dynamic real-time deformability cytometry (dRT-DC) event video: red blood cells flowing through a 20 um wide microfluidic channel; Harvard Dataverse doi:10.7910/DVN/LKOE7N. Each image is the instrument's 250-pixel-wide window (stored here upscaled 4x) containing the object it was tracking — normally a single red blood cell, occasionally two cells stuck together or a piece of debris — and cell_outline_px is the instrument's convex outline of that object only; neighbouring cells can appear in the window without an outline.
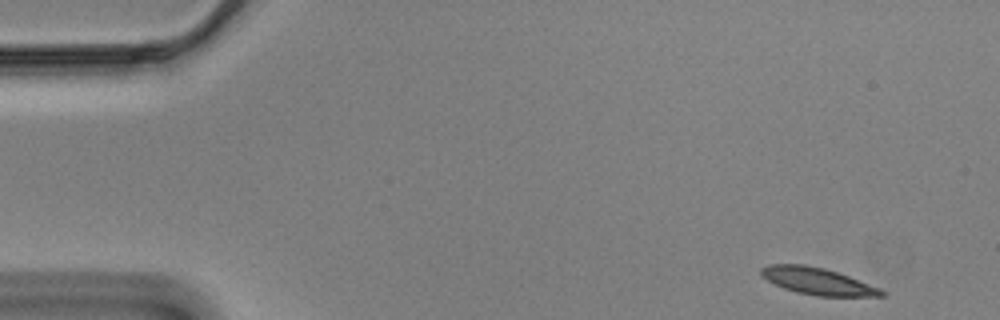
{"species": "Egyptian fruit bat (a non-hibernating species)", "species_latin": "Rousettus aegyptiacus", "temperature_condition": "cold", "stored_images_in_passage": 47, "camera_frame_rate_fps": 3000, "um_per_image_px": 0.085, "animal": {"sex": "male"}, "frame": {"image": 1, "passage_image": 1, "time_ms": 0.0, "image_size_px": [1000, 320], "cell_outline_px": [[888, 292], [884, 296], [816, 296], [796, 292], [784, 288], [760, 276], [760, 268], [768, 264], [804, 264], [824, 268], [848, 276], [880, 288]], "centroid_in_image_um": [69.48, 23.9], "position_along_channel_um": 15.5, "area_um2": 18.84}}
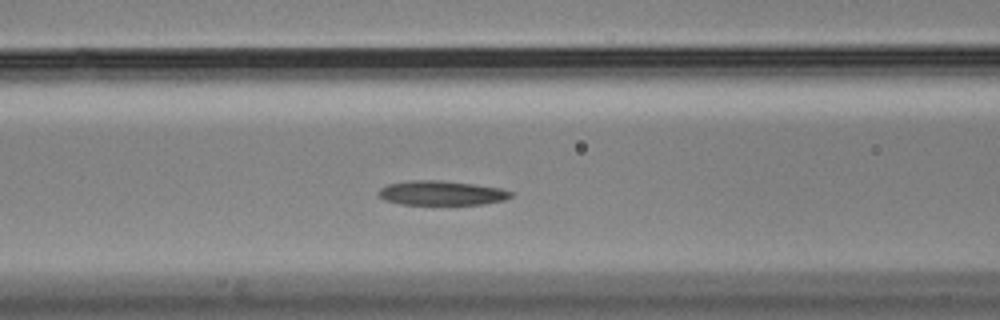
{"frame": {"image": 2, "passage_image": 20, "time_ms": 6.333, "image_size_px": [1000, 320], "cell_outline_px": [[512, 196], [504, 200], [484, 204], [400, 204], [384, 200], [376, 192], [380, 188], [388, 184], [408, 180], [440, 180], [476, 184], [500, 188], [512, 192]], "centroid_in_image_um": [37.5, 16.4], "position_along_channel_um": 129.1, "area_um2": 18.9}}
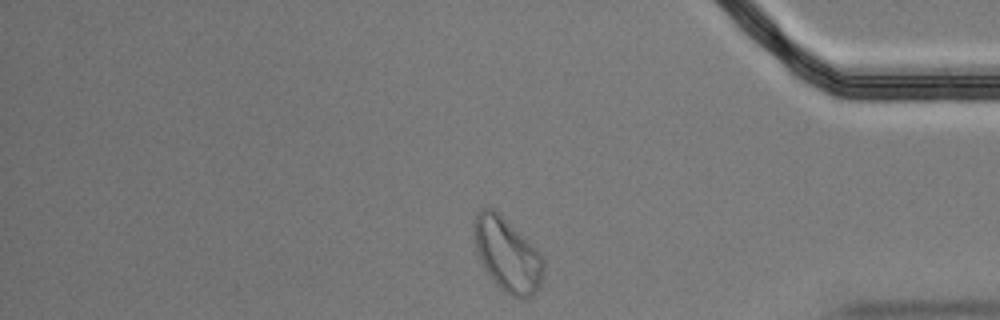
{"frame": {"image": 3, "passage_image": 45, "time_ms": 14.667, "image_size_px": [1000, 320], "cell_outline_px": [[544, 268], [540, 284], [536, 292], [524, 300], [512, 296], [504, 292], [500, 288], [488, 272], [476, 248], [472, 232], [472, 220], [476, 212], [480, 208], [492, 208], [536, 248], [544, 260]], "centroid_in_image_um": [43.11, 21.64], "position_along_channel_um": 392.1, "area_um2": 29.42}}